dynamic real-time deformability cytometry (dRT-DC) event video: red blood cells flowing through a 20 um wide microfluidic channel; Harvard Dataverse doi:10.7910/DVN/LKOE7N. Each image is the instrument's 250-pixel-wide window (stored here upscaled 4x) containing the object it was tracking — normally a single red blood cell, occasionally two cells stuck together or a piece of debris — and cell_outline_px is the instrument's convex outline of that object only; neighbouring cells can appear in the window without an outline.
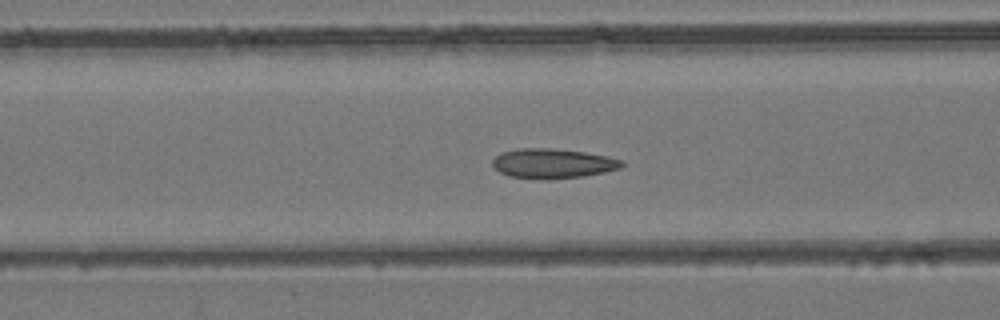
{"species": "common noctule bat (a hibernating species)", "species_latin": "Nyctalus noctula", "temperature_condition": "room temperature", "stored_images_in_passage": 42, "camera_frame_rate_fps": 3000, "um_per_image_px": 0.085, "animal": {"sex": "female", "body_mass_g": 24.6, "forearm_length_mm": 56.2}, "frame": {"image": 1, "passage_image": 10, "time_ms": 3.0, "image_size_px": [1000, 320], "cell_outline_px": [[624, 164], [620, 168], [604, 172], [584, 176], [548, 180], [508, 176], [500, 172], [492, 164], [492, 160], [500, 152], [520, 148], [548, 148], [584, 152], [608, 156], [624, 160]], "centroid_in_image_um": [46.99, 13.9], "position_along_channel_um": 119.6, "area_um2": 22.48}}
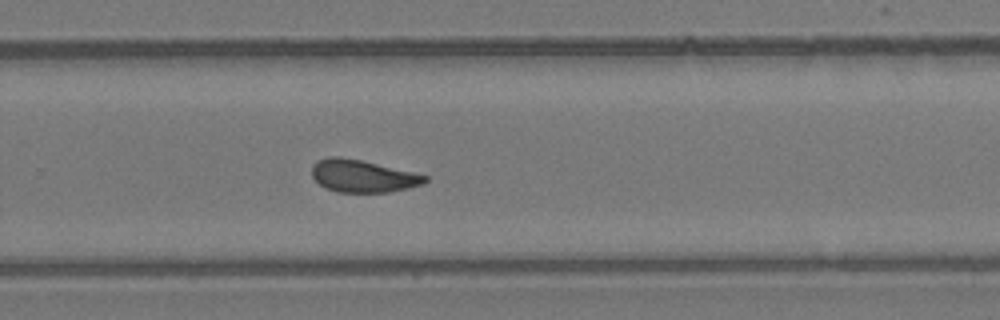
{"frame": {"image": 2, "passage_image": 24, "time_ms": 7.667, "image_size_px": [1000, 320], "cell_outline_px": [[428, 180], [424, 184], [408, 188], [388, 192], [336, 192], [320, 184], [312, 176], [312, 164], [316, 160], [328, 156], [340, 156], [360, 160], [412, 172], [428, 176]], "centroid_in_image_um": [30.81, 14.96], "position_along_channel_um": 299.0, "area_um2": 21.27}}
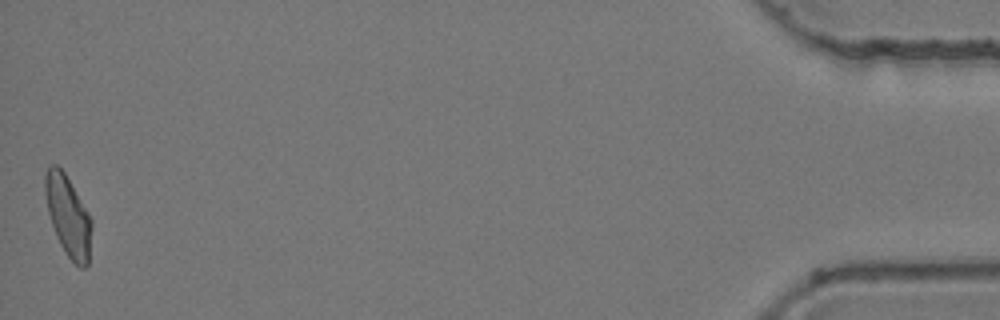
{"frame": {"image": 3, "passage_image": 42, "time_ms": 13.667, "image_size_px": [1000, 320], "cell_outline_px": [[92, 228], [88, 264], [84, 268], [80, 268], [68, 256], [60, 244], [56, 236], [48, 212], [44, 192], [44, 176], [48, 164], [56, 164], [64, 172], [88, 212], [92, 220]], "centroid_in_image_um": [5.77, 18.33], "position_along_channel_um": 429.4, "area_um2": 21.79}, "authors_computed_cell_mechanics": {"area_um2": 21.6461, "velocity_mm_per_s": 3.8502, "shape_relaxation_time_tau1_ms": null, "shape_relaxation_time_tau2_ms": 1.609, "deformation_change_tau1": null, "deformation_change_tau2": 0.0803}}